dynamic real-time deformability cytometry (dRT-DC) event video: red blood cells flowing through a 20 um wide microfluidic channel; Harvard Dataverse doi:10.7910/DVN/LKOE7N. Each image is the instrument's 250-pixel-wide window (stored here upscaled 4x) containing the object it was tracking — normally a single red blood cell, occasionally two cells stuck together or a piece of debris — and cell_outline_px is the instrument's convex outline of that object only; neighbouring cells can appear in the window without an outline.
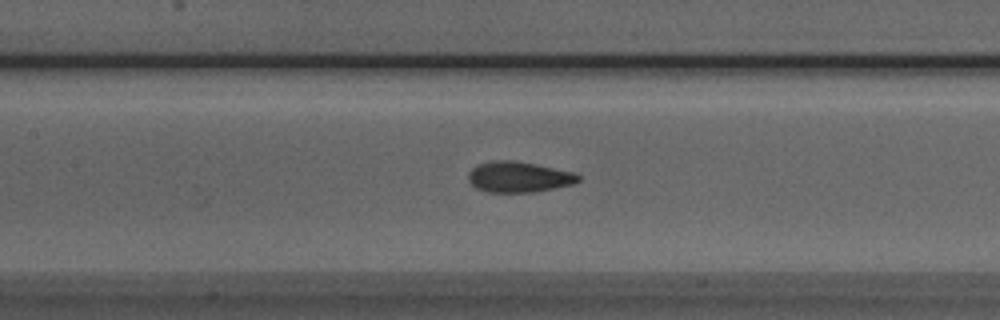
{"species": "Egyptian fruit bat (a non-hibernating species)", "species_latin": "Rousettus aegyptiacus", "temperature_condition": "room temperature", "stored_images_in_passage": 50, "camera_frame_rate_fps": 3000, "um_per_image_px": 0.085, "animal": {"sex": "male"}, "frame": {"image": 1, "passage_image": 22, "time_ms": 7.0, "image_size_px": [1000, 320], "cell_outline_px": [[580, 180], [572, 184], [532, 192], [488, 192], [476, 188], [468, 180], [468, 172], [472, 168], [480, 164], [492, 160], [512, 160], [536, 164], [572, 172], [580, 176]], "centroid_in_image_um": [44.05, 15.03], "position_along_channel_um": 163.3, "area_um2": 19.48}}
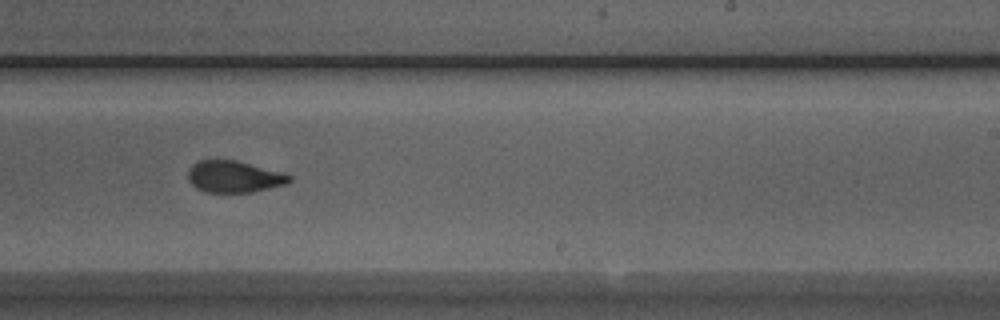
{"frame": {"image": 2, "passage_image": 30, "time_ms": 9.667, "image_size_px": [1000, 320], "cell_outline_px": [[292, 180], [288, 184], [252, 192], [204, 192], [196, 188], [188, 180], [188, 172], [192, 164], [200, 160], [236, 160], [284, 172], [292, 176]], "centroid_in_image_um": [19.93, 15.02], "position_along_channel_um": 269.1, "area_um2": 18.9}}
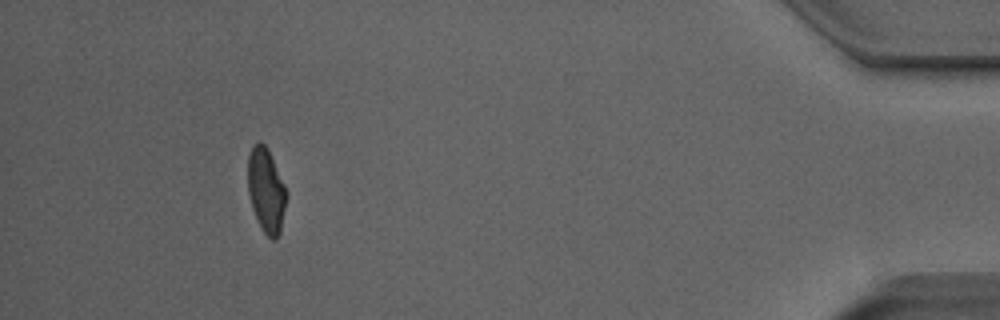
{"frame": {"image": 3, "passage_image": 46, "time_ms": 15.0, "image_size_px": [1000, 320], "cell_outline_px": [[288, 196], [280, 232], [276, 240], [272, 240], [264, 232], [252, 208], [248, 192], [248, 156], [252, 144], [260, 140], [268, 148], [284, 184]], "centroid_in_image_um": [22.63, 16.15], "position_along_channel_um": 412.6, "area_um2": 19.07}, "authors_computed_cell_mechanics": {"area_um2": 19.2474, "velocity_mm_per_s": 3.9824, "shape_relaxation_time_tau1_ms": 6.0962, "shape_relaxation_time_tau2_ms": 1.3829, "deformation_change_tau1": 0.1654, "deformation_change_tau2": 0.0587}}